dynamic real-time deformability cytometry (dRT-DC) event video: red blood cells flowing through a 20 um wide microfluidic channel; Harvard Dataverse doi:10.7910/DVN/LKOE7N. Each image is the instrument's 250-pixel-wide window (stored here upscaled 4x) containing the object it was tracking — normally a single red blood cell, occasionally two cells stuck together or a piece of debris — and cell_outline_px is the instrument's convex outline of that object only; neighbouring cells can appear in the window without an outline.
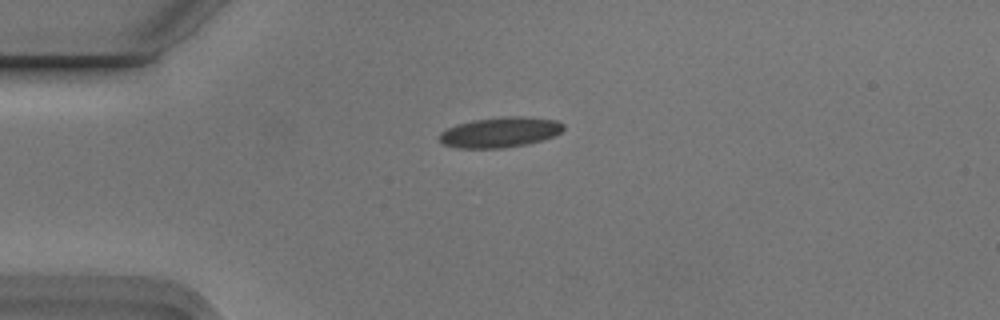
{"species": "Egyptian fruit bat (a non-hibernating species)", "species_latin": "Rousettus aegyptiacus", "temperature_condition": "cold", "stored_images_in_passage": 1, "camera_frame_rate_fps": 3000, "um_per_image_px": 0.085, "animal": {"sex": "male"}, "frame": {"image": 1, "passage_image": 1, "time_ms": 0.0, "image_size_px": [1000, 320], "cell_outline_px": [[564, 128], [556, 136], [544, 140], [528, 144], [504, 148], [460, 148], [444, 144], [440, 140], [440, 132], [456, 124], [472, 120], [508, 116], [524, 116], [556, 120], [564, 124]], "centroid_in_image_um": [42.55, 11.24], "position_along_channel_um": 42.5, "area_um2": 22.02}}